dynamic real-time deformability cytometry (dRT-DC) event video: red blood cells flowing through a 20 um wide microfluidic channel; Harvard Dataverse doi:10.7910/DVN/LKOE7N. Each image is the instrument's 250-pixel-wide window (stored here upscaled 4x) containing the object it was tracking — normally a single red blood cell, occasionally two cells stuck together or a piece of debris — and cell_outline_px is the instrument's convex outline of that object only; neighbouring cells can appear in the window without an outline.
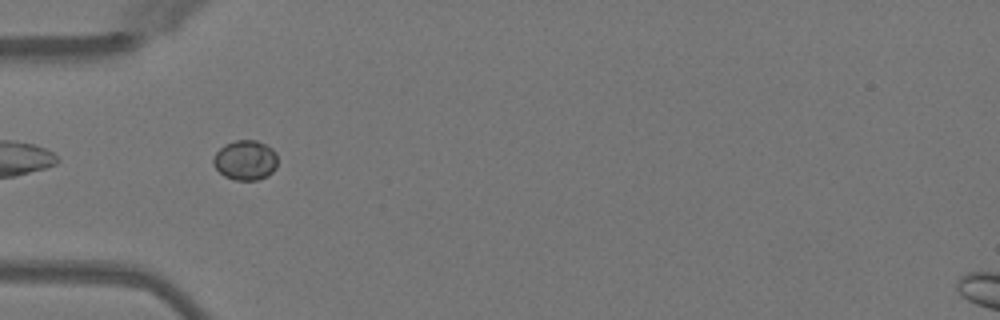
{"species": "Egyptian fruit bat (a non-hibernating species)", "species_latin": "Rousettus aegyptiacus", "temperature_condition": "warm", "stored_images_in_passage": 36, "camera_frame_rate_fps": 3000, "um_per_image_px": 0.085, "animal": {"sex": "female"}, "frame": {"image": 1, "passage_image": 2, "time_ms": 0.333, "image_size_px": [1000, 320], "cell_outline_px": [[276, 168], [268, 176], [256, 180], [236, 180], [224, 176], [212, 164], [212, 160], [216, 152], [224, 144], [236, 140], [256, 140], [272, 148], [276, 152]], "centroid_in_image_um": [20.85, 13.61], "position_along_channel_um": 64.2, "area_um2": 14.97}}
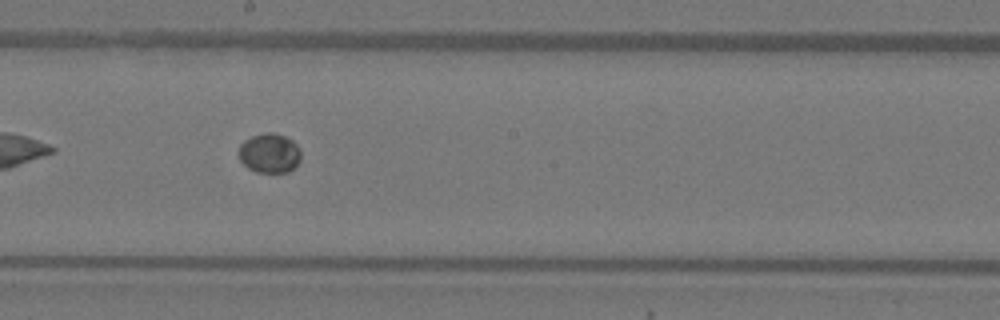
{"frame": {"image": 2, "passage_image": 14, "time_ms": 4.333, "image_size_px": [1000, 320], "cell_outline_px": [[300, 160], [288, 172], [256, 172], [248, 168], [240, 160], [236, 152], [240, 144], [244, 140], [252, 136], [264, 132], [276, 132], [292, 140], [300, 148]], "centroid_in_image_um": [22.87, 13.0], "position_along_channel_um": 225.3, "area_um2": 14.51}}
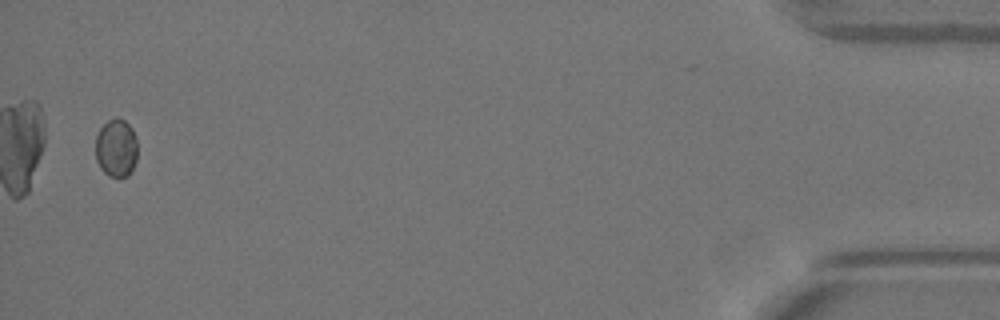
{"frame": {"image": 3, "passage_image": 35, "time_ms": 11.333, "image_size_px": [1000, 320], "cell_outline_px": [[136, 160], [128, 176], [108, 176], [100, 168], [96, 160], [96, 136], [100, 128], [108, 120], [116, 116], [120, 116], [132, 128], [136, 136]], "centroid_in_image_um": [9.87, 12.55], "position_along_channel_um": 425.3, "area_um2": 14.28}}